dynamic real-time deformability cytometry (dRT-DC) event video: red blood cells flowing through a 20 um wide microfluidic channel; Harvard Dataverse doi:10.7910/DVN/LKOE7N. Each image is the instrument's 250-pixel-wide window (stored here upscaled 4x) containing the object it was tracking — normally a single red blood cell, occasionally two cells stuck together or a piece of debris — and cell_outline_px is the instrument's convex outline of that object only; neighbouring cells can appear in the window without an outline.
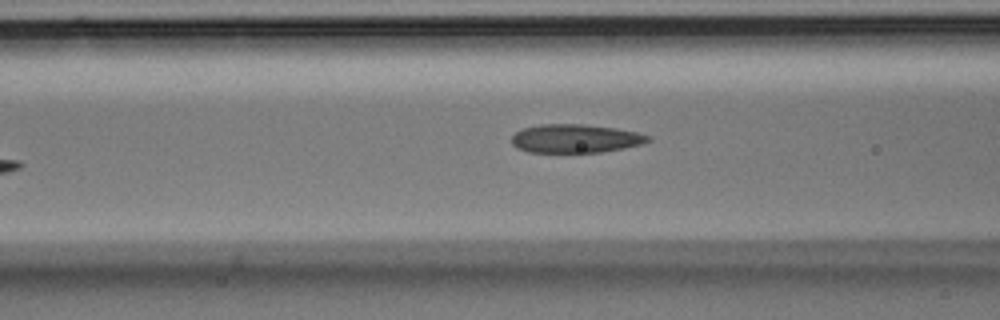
{"species": "Egyptian fruit bat (a non-hibernating species)", "species_latin": "Rousettus aegyptiacus", "temperature_condition": "room temperature", "stored_images_in_passage": 8, "camera_frame_rate_fps": 3000, "um_per_image_px": 0.085, "animal": {"sex": "male"}, "frame": {"image": 1, "passage_image": 7, "time_ms": 2.0, "image_size_px": [1000, 320], "cell_outline_px": [[652, 140], [644, 144], [624, 148], [600, 152], [528, 152], [516, 148], [512, 144], [512, 136], [516, 132], [524, 128], [540, 124], [584, 124], [616, 128], [636, 132], [652, 136]], "centroid_in_image_um": [48.94, 11.77], "position_along_channel_um": 117.7, "area_um2": 22.83}}
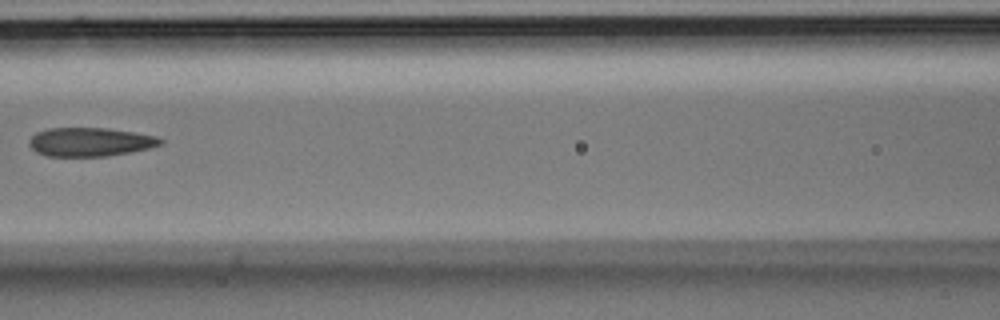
{"frame": {"image": 2, "passage_image": 8, "time_ms": 2.333, "image_size_px": [1000, 320], "cell_outline_px": [[164, 144], [148, 148], [108, 156], [48, 156], [36, 152], [28, 144], [28, 140], [36, 132], [48, 128], [108, 128], [156, 136], [164, 140]], "centroid_in_image_um": [7.64, 12.06], "position_along_channel_um": 159.0, "area_um2": 21.96}}